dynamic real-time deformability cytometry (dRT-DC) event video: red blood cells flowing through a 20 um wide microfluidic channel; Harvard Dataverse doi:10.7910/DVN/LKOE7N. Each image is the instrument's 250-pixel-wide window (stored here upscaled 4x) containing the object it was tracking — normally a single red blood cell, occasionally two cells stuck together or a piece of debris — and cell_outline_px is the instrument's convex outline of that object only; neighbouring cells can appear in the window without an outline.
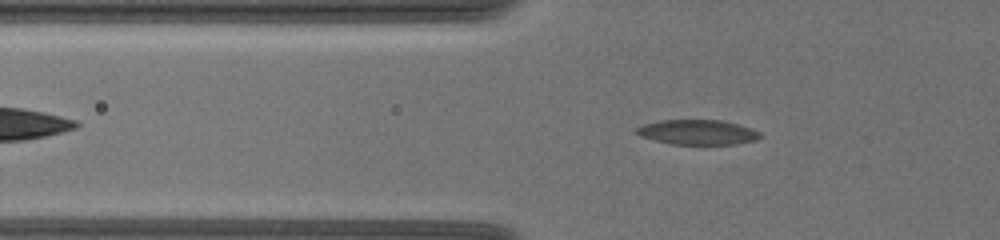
{"species": "common noctule bat (a hibernating species)", "species_latin": "Nyctalus noctula", "temperature_condition": "warm", "stored_images_in_passage": 50, "camera_frame_rate_fps": 3000, "um_per_image_px": 0.085, "animal": {"sex": "female", "body_mass_g": 19.5, "forearm_length_mm": 54.1}, "frame": {"image": 1, "passage_image": 11, "time_ms": 3.333, "image_size_px": [1000, 240], "cell_outline_px": [[764, 136], [756, 140], [736, 144], [672, 144], [640, 136], [636, 132], [636, 128], [644, 124], [660, 120], [720, 120], [740, 124], [760, 132]], "centroid_in_image_um": [59.34, 11.23], "position_along_channel_um": 66.5, "area_um2": 17.92}}
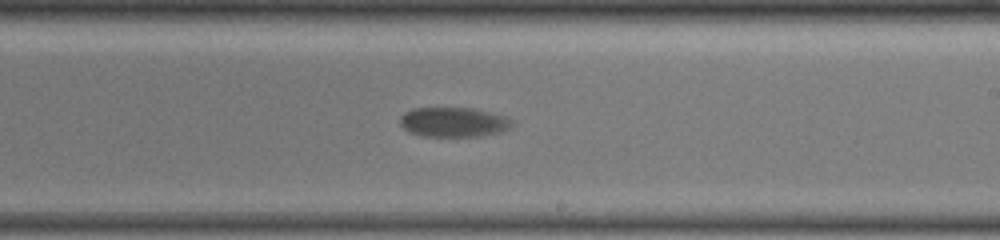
{"frame": {"image": 2, "passage_image": 28, "time_ms": 9.0, "image_size_px": [1000, 240], "cell_outline_px": [[512, 124], [504, 132], [480, 136], [424, 136], [408, 132], [400, 124], [400, 116], [404, 112], [412, 108], [472, 108], [504, 116], [512, 120]], "centroid_in_image_um": [38.52, 10.38], "position_along_channel_um": 250.5, "area_um2": 19.36}}
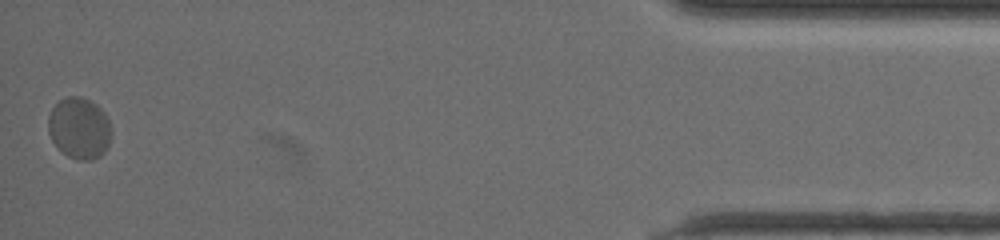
{"frame": {"image": 3, "passage_image": 50, "time_ms": 16.333, "image_size_px": [1000, 240], "cell_outline_px": [[112, 136], [104, 152], [100, 156], [92, 160], [80, 160], [68, 156], [52, 140], [48, 132], [48, 116], [52, 108], [60, 100], [68, 96], [80, 96], [96, 104], [104, 112], [108, 120], [112, 132]], "centroid_in_image_um": [6.75, 10.89], "position_along_channel_um": 428.4, "area_um2": 22.48}, "authors_computed_cell_mechanics": {"area_um2": 19.9988, "velocity_mm_per_s": 3.4069, "shape_relaxation_time_tau1_ms": 5.0877, "shape_relaxation_time_tau2_ms": null, "deformation_change_tau1": 0.085, "deformation_change_tau2": null}}